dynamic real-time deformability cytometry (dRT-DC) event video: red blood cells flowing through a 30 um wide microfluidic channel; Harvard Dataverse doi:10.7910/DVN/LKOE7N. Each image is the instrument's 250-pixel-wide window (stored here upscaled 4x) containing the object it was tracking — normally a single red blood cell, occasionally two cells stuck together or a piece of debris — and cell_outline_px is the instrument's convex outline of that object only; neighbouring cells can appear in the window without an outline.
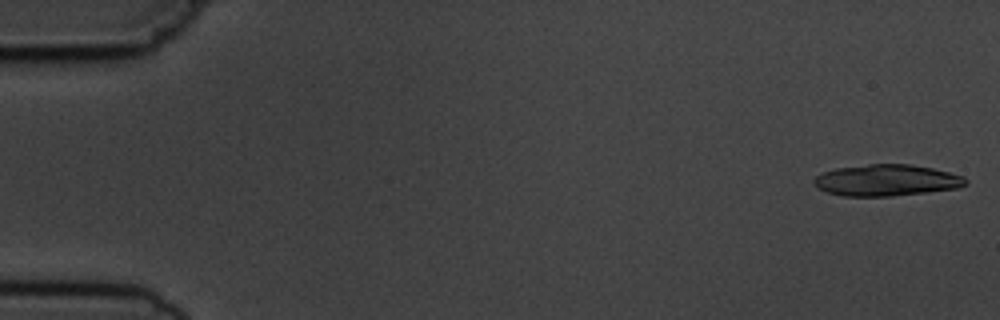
{"species": "common noctule bat (a hibernating species)", "species_latin": "Nyctalus noctula", "temperature_condition": "cold", "stored_images_in_passage": 5, "camera_frame_rate_fps": 3000, "um_per_image_px": 0.085, "animal": {"sex": "male", "body_mass_g": 19.5, "forearm_length_mm": 54.6}, "frame": {"image": 1, "passage_image": 1, "time_ms": 0.0, "image_size_px": [1000, 320], "cell_outline_px": [[968, 184], [960, 188], [928, 192], [892, 196], [844, 196], [828, 192], [820, 188], [812, 180], [816, 176], [824, 172], [836, 168], [868, 164], [912, 164], [932, 168], [964, 176], [968, 180]], "centroid_in_image_um": [75.42, 15.32], "position_along_channel_um": 9.6, "area_um2": 27.8}}